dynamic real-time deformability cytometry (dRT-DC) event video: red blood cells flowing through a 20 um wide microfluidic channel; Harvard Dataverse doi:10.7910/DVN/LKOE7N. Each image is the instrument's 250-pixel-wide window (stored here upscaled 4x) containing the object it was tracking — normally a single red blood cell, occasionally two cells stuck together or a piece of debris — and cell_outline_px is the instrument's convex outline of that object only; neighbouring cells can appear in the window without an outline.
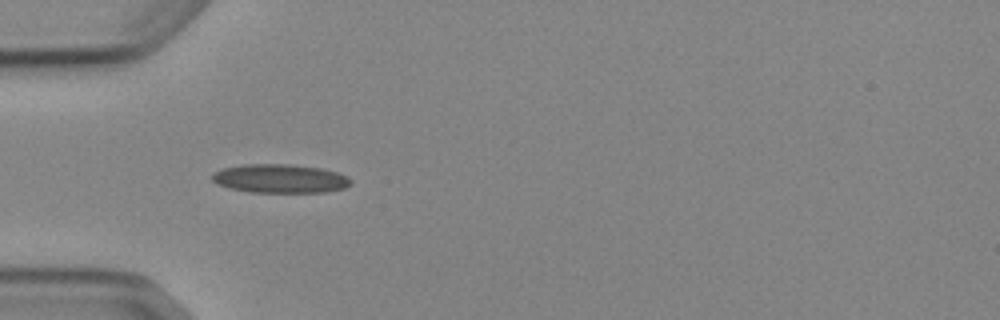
{"species": "Egyptian fruit bat (a non-hibernating species)", "species_latin": "Rousettus aegyptiacus", "temperature_condition": "cold", "stored_images_in_passage": 2, "camera_frame_rate_fps": 3000, "um_per_image_px": 0.085, "animal": {"sex": "female"}, "frame": {"image": 1, "passage_image": 1, "time_ms": 0.0, "image_size_px": [1000, 320], "cell_outline_px": [[352, 184], [344, 188], [324, 192], [252, 192], [232, 188], [216, 184], [212, 180], [212, 172], [224, 168], [244, 164], [288, 164], [320, 168], [336, 172], [348, 176], [352, 180]], "centroid_in_image_um": [23.81, 15.17], "position_along_channel_um": 61.2, "area_um2": 23.18}}
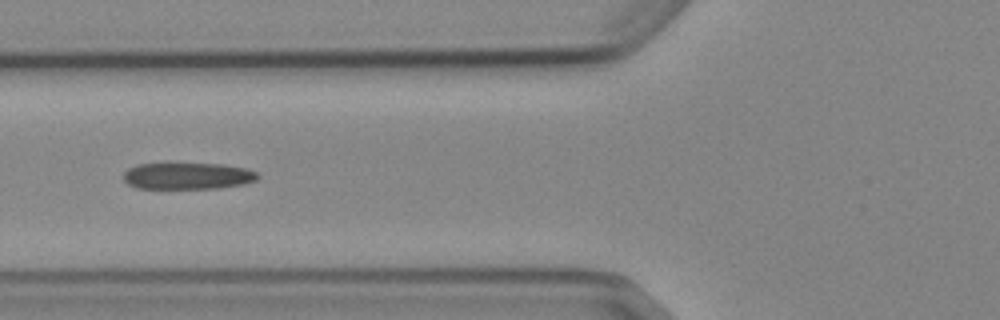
{"frame": {"image": 2, "passage_image": 2, "time_ms": 1.333, "image_size_px": [1000, 320], "cell_outline_px": [[260, 176], [256, 180], [244, 184], [216, 188], [136, 188], [128, 184], [124, 180], [124, 172], [128, 168], [136, 164], [168, 160], [224, 164], [248, 168], [256, 172]], "centroid_in_image_um": [15.91, 14.89], "position_along_channel_um": 109.9, "area_um2": 22.08}}